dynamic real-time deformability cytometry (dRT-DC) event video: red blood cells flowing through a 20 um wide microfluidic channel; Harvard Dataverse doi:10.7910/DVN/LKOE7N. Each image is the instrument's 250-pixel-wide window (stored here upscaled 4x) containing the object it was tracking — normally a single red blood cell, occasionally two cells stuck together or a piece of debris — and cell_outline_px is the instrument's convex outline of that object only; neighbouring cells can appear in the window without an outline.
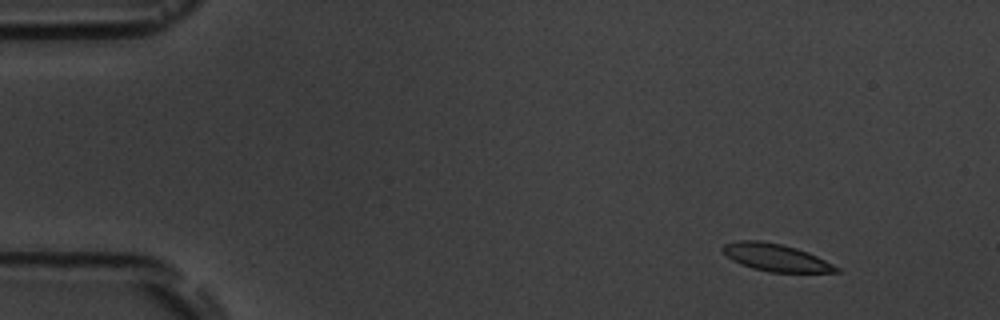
{"species": "common noctule bat (a hibernating species)", "species_latin": "Nyctalus noctula", "temperature_condition": "room temperature", "stored_images_in_passage": 5, "camera_frame_rate_fps": 3000, "um_per_image_px": 0.085, "animal": {"sex": "male", "body_mass_g": 19.5, "forearm_length_mm": 54.6}, "frame": {"image": 1, "passage_image": 1, "time_ms": 0.0, "image_size_px": [1000, 320], "cell_outline_px": [[840, 272], [768, 272], [752, 268], [740, 264], [732, 260], [720, 248], [724, 244], [736, 240], [756, 240], [780, 244], [796, 248], [808, 252], [840, 268]], "centroid_in_image_um": [65.91, 21.89], "position_along_channel_um": 19.1, "area_um2": 17.98}}
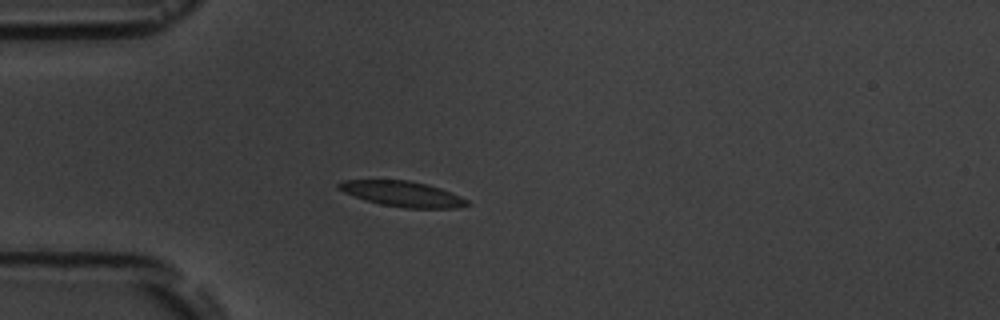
{"frame": {"image": 2, "passage_image": 4, "time_ms": 3.333, "image_size_px": [1000, 320], "cell_outline_px": [[472, 204], [460, 208], [404, 208], [380, 204], [364, 200], [344, 192], [336, 188], [336, 184], [344, 180], [408, 180], [428, 184], [452, 192], [468, 200]], "centroid_in_image_um": [34.23, 16.48], "position_along_channel_um": 50.8, "area_um2": 19.25}}